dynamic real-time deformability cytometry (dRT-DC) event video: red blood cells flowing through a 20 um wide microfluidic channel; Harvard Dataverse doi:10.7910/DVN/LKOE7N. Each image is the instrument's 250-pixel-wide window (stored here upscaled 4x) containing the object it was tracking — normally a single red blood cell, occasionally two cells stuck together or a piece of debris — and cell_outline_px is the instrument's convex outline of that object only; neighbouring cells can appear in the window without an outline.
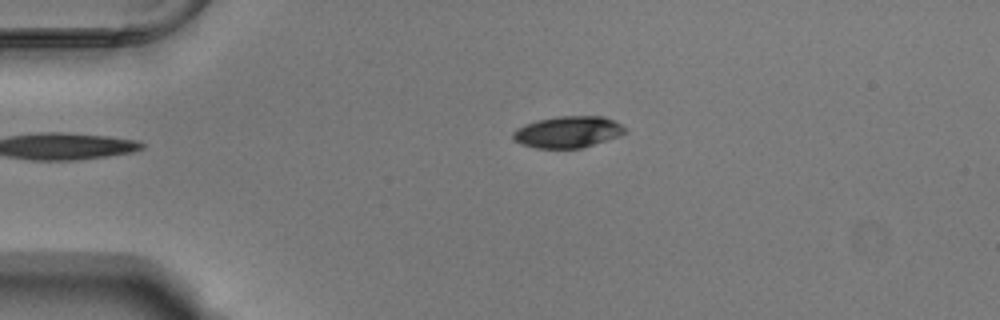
{"species": "Egyptian fruit bat (a non-hibernating species)", "species_latin": "Rousettus aegyptiacus", "temperature_condition": "warm", "stored_images_in_passage": 43, "camera_frame_rate_fps": 3000, "um_per_image_px": 0.085, "animal": {"sex": "male"}, "frame": {"image": 1, "passage_image": 1, "time_ms": 0.0, "image_size_px": [1000, 320], "cell_outline_px": [[628, 132], [620, 136], [580, 148], [536, 148], [520, 144], [512, 140], [512, 132], [516, 128], [524, 124], [536, 120], [556, 116], [604, 116], [628, 128]], "centroid_in_image_um": [48.25, 11.21], "position_along_channel_um": 36.8, "area_um2": 20.87}}
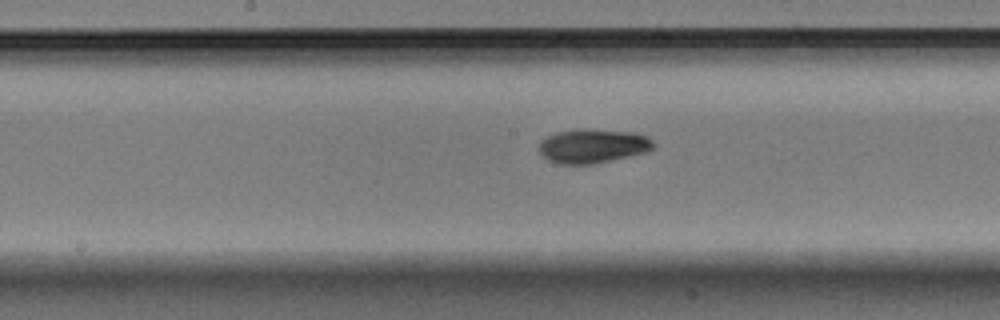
{"frame": {"image": 2, "passage_image": 17, "time_ms": 5.333, "image_size_px": [1000, 320], "cell_outline_px": [[656, 148], [644, 152], [628, 156], [592, 164], [556, 164], [540, 156], [540, 140], [556, 132], [584, 128], [588, 128], [632, 132], [648, 136], [656, 144]], "centroid_in_image_um": [50.38, 12.4], "position_along_channel_um": 197.8, "area_um2": 22.95}}
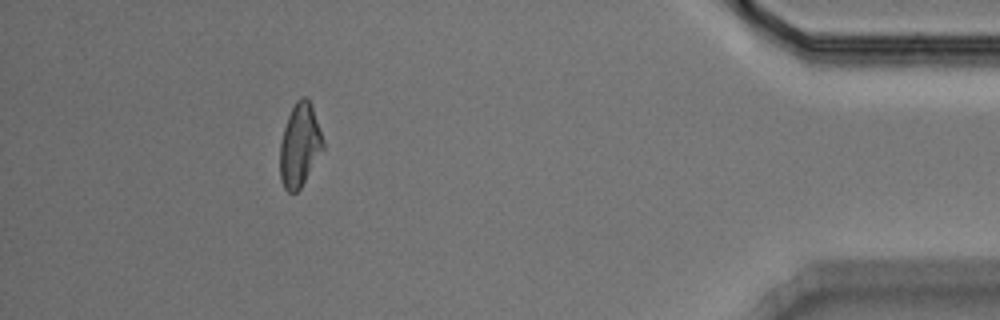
{"frame": {"image": 3, "passage_image": 38, "time_ms": 12.333, "image_size_px": [1000, 320], "cell_outline_px": [[324, 148], [300, 188], [296, 192], [288, 192], [284, 188], [280, 180], [280, 144], [284, 128], [288, 116], [296, 100], [300, 96], [308, 96], [312, 104], [324, 140]], "centroid_in_image_um": [25.48, 12.3], "position_along_channel_um": 409.7, "area_um2": 20.98}, "authors_computed_cell_mechanics": {"area_um2": 21.4438, "velocity_mm_per_s": 3.7504, "shape_relaxation_time_tau1_ms": 3.4526, "shape_relaxation_time_tau2_ms": 3.6149, "deformation_change_tau1": 0.1176, "deformation_change_tau2": 0.088}}